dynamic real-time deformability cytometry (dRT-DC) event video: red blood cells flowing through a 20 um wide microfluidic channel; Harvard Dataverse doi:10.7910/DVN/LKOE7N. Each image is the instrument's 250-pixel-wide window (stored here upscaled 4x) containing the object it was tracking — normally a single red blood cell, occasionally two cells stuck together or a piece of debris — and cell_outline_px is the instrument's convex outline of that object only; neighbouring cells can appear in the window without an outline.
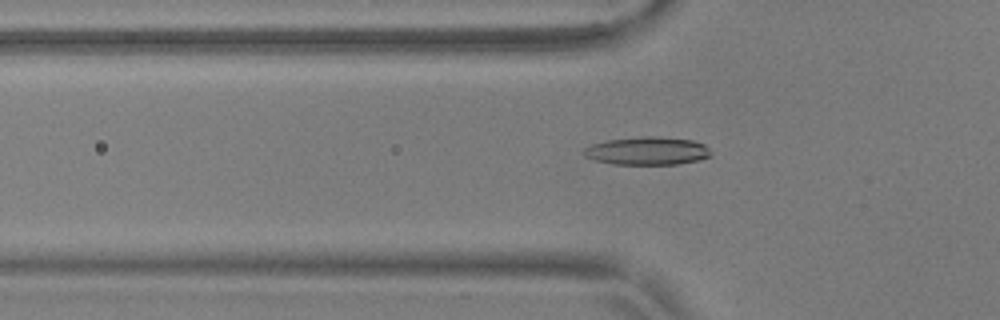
{"species": "common noctule bat (a hibernating species)", "species_latin": "Nyctalus noctula", "temperature_condition": "warm", "stored_images_in_passage": 49, "camera_frame_rate_fps": 3000, "um_per_image_px": 0.085, "animal": {"sex": "male", "body_mass_g": 17.9, "forearm_length_mm": 54.2}, "frame": {"image": 1, "passage_image": 13, "time_ms": 4.0, "image_size_px": [1000, 320], "cell_outline_px": [[712, 156], [696, 160], [676, 164], [616, 164], [596, 160], [584, 156], [584, 148], [592, 144], [608, 140], [648, 136], [652, 136], [692, 140], [704, 144], [708, 148]], "centroid_in_image_um": [55.02, 12.82], "position_along_channel_um": 70.8, "area_um2": 20.4}}
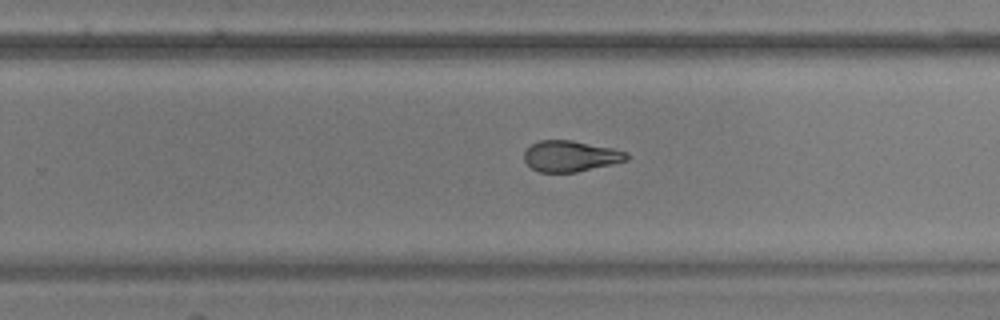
{"frame": {"image": 2, "passage_image": 30, "time_ms": 9.667, "image_size_px": [1000, 320], "cell_outline_px": [[628, 160], [612, 164], [576, 172], [540, 172], [532, 168], [524, 160], [524, 152], [532, 144], [540, 140], [572, 140], [612, 148], [628, 152]], "centroid_in_image_um": [48.5, 13.27], "position_along_channel_um": 281.3, "area_um2": 18.38}}
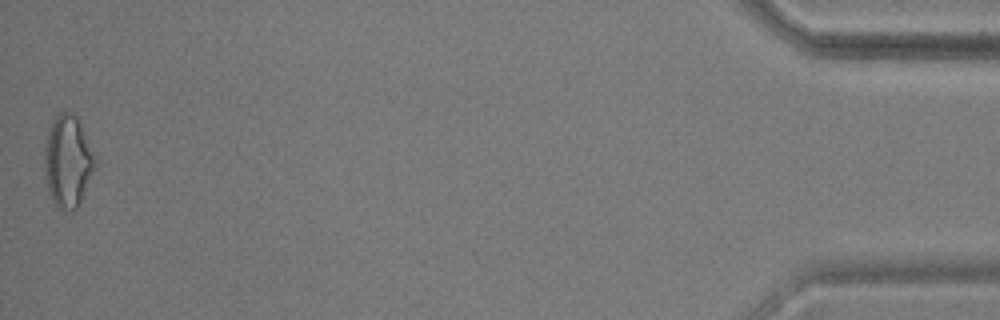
{"frame": {"image": 3, "passage_image": 49, "time_ms": 16.0, "image_size_px": [1000, 320], "cell_outline_px": [[96, 164], [80, 204], [72, 212], [56, 208], [52, 200], [44, 176], [44, 148], [48, 132], [52, 120], [60, 112], [72, 112], [76, 116], [80, 124]], "centroid_in_image_um": [5.72, 13.76], "position_along_channel_um": 429.5, "area_um2": 26.82}, "authors_computed_cell_mechanics": {"area_um2": 19.3052, "velocity_mm_per_s": 3.7096, "shape_relaxation_time_tau1_ms": 5.8022, "shape_relaxation_time_tau2_ms": 1.9105, "deformation_change_tau1": 0.2009, "deformation_change_tau2": 0.0983}}